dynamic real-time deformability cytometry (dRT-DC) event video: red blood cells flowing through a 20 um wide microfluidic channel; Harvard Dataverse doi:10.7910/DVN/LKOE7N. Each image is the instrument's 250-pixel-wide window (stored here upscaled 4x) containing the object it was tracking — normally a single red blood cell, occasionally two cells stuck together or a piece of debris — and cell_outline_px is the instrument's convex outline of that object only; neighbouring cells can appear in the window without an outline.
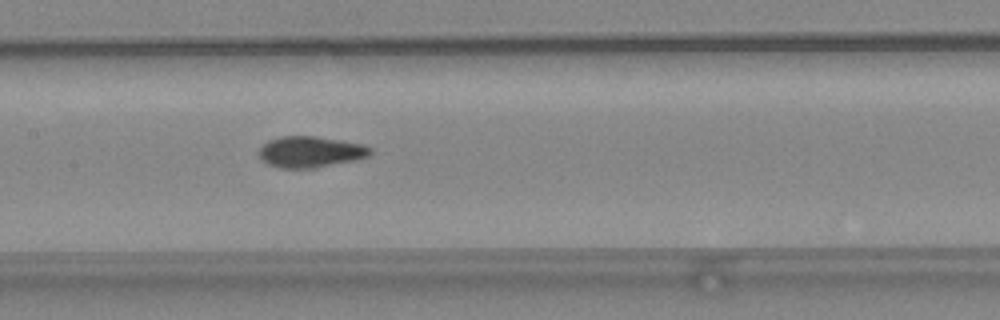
{"species": "common noctule bat (a hibernating species)", "species_latin": "Nyctalus noctula", "temperature_condition": "warm", "stored_images_in_passage": 50, "camera_frame_rate_fps": 3000, "um_per_image_px": 0.085, "animal": {"sex": "female", "body_mass_g": 24.6, "forearm_length_mm": 56.2}, "frame": {"image": 1, "passage_image": 25, "time_ms": 8.0, "image_size_px": [1000, 320], "cell_outline_px": [[372, 152], [368, 156], [356, 160], [312, 168], [280, 168], [268, 164], [260, 160], [260, 148], [268, 140], [280, 136], [316, 136], [364, 144], [372, 148]], "centroid_in_image_um": [26.39, 12.9], "position_along_channel_um": 181.0, "area_um2": 20.23}}
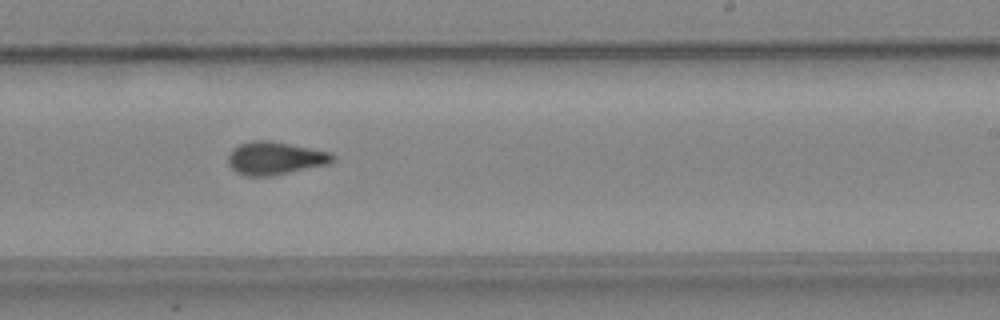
{"frame": {"image": 2, "passage_image": 31, "time_ms": 10.0, "image_size_px": [1000, 320], "cell_outline_px": [[336, 160], [328, 164], [268, 176], [248, 176], [236, 172], [228, 164], [228, 152], [232, 148], [240, 144], [252, 140], [268, 140], [332, 152], [336, 156]], "centroid_in_image_um": [23.38, 13.43], "position_along_channel_um": 265.6, "area_um2": 20.06}}
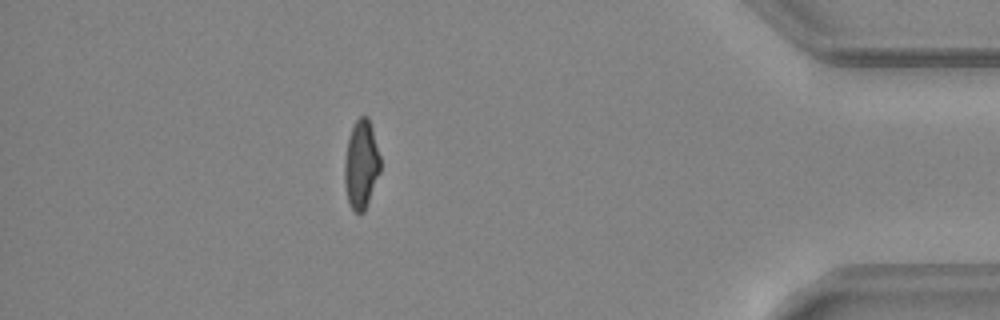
{"frame": {"image": 3, "passage_image": 44, "time_ms": 14.333, "image_size_px": [1000, 320], "cell_outline_px": [[380, 172], [364, 212], [352, 212], [348, 200], [344, 184], [344, 160], [348, 136], [356, 120], [360, 116], [368, 116], [380, 156]], "centroid_in_image_um": [30.68, 13.99], "position_along_channel_um": 404.5, "area_um2": 18.5}, "authors_computed_cell_mechanics": {"area_um2": 19.0162, "velocity_mm_per_s": 4.2508, "shape_relaxation_time_tau1_ms": 7.86, "shape_relaxation_time_tau2_ms": 1.6251, "deformation_change_tau1": 0.231, "deformation_change_tau2": 0.0937}}